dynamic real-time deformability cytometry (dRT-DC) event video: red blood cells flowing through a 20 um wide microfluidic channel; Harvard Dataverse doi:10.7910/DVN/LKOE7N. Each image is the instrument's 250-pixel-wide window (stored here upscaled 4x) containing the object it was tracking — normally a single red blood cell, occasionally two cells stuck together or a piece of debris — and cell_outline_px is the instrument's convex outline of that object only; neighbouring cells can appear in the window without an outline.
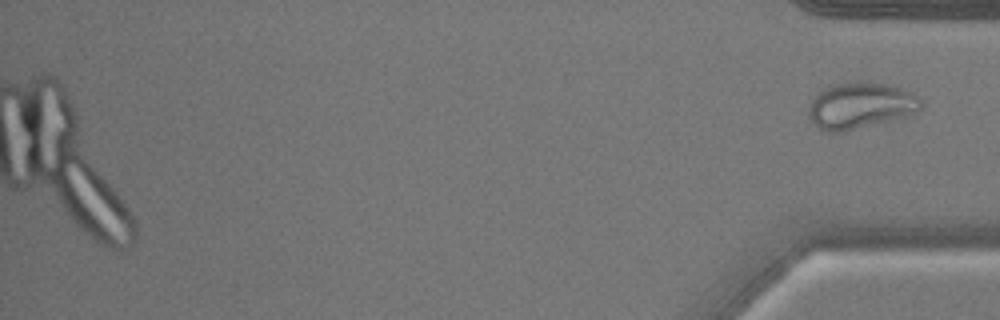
{"species": "common noctule bat (a hibernating species)", "species_latin": "Nyctalus noctula", "temperature_condition": "warm", "stored_images_in_passage": 51, "camera_frame_rate_fps": 3000, "um_per_image_px": 0.085, "animal": {"sex": "male", "body_mass_g": 17.9}, "frame": {"image": 1, "passage_image": 51, "time_ms": 16.667, "image_size_px": [1000, 320], "cell_outline_px": [[924, 104], [920, 108], [900, 120], [840, 132], [832, 132], [820, 128], [812, 120], [808, 112], [812, 100], [824, 88], [832, 84], [848, 80], [856, 80], [888, 84], [900, 88], [920, 96]], "centroid_in_image_um": [73.2, 8.95], "position_along_channel_um": 362.0, "area_um2": 30.69}}